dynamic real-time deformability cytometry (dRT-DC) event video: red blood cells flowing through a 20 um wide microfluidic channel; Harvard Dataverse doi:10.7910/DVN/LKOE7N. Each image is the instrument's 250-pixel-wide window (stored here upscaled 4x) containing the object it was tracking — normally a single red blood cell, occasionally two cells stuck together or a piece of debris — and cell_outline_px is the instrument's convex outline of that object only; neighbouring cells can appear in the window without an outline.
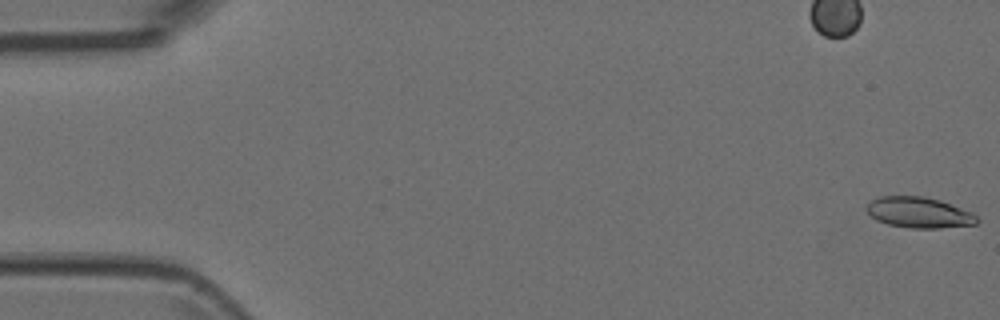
{"species": "Egyptian fruit bat (a non-hibernating species)", "species_latin": "Rousettus aegyptiacus", "temperature_condition": "room temperature", "stored_images_in_passage": 5, "camera_frame_rate_fps": 3000, "um_per_image_px": 0.085, "animal": {"sex": "female"}, "frame": {"image": 1, "passage_image": 1, "time_ms": 0.0, "image_size_px": [1000, 320], "cell_outline_px": [[980, 220], [976, 224], [940, 228], [912, 228], [888, 224], [876, 220], [864, 208], [872, 200], [880, 196], [924, 196], [940, 200], [972, 212]], "centroid_in_image_um": [78.12, 18.06], "position_along_channel_um": 6.9, "area_um2": 19.77}}